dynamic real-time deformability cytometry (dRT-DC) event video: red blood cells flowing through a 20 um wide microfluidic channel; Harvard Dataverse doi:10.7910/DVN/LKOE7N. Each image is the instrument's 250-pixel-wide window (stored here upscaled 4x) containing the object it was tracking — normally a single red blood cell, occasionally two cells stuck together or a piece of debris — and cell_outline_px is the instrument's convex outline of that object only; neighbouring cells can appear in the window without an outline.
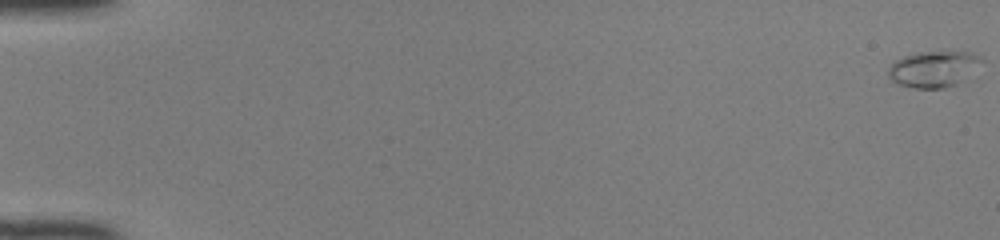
{"species": "common noctule bat (a hibernating species)", "species_latin": "Nyctalus noctula", "temperature_condition": "room temperature", "stored_images_in_passage": 51, "camera_frame_rate_fps": 3000, "um_per_image_px": 0.085, "animal": {"sex": "female", "body_mass_g": 22.0, "forearm_length_mm": 56.7}, "frame": {"image": 1, "passage_image": 1, "time_ms": 0.0, "image_size_px": [1000, 240], "cell_outline_px": [[984, 60], [956, 84], [944, 88], [912, 88], [900, 84], [892, 80], [888, 76], [888, 68], [900, 56], [920, 52], [972, 52], [980, 56]], "centroid_in_image_um": [79.3, 5.85], "position_along_channel_um": 5.7, "area_um2": 19.31}}
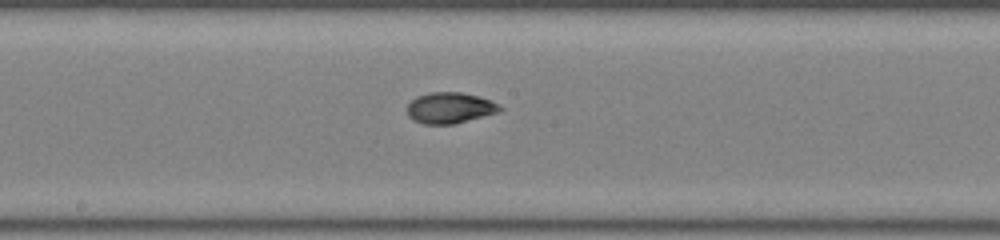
{"frame": {"image": 2, "passage_image": 29, "time_ms": 9.333, "image_size_px": [1000, 240], "cell_outline_px": [[504, 108], [500, 112], [452, 124], [424, 124], [412, 120], [408, 116], [408, 104], [416, 96], [428, 92], [460, 92], [476, 96], [500, 104]], "centroid_in_image_um": [38.23, 9.17], "position_along_channel_um": 210.0, "area_um2": 16.7}}
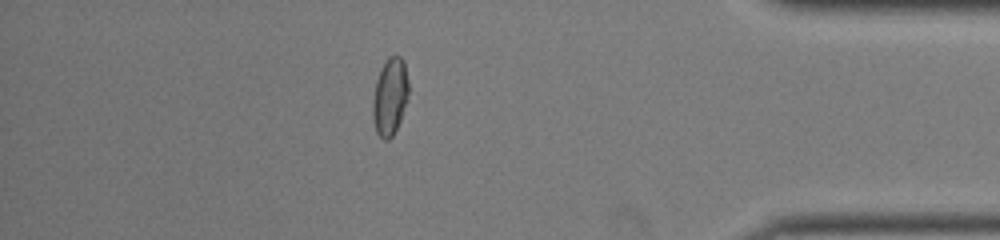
{"frame": {"image": 3, "passage_image": 45, "time_ms": 14.667, "image_size_px": [1000, 240], "cell_outline_px": [[408, 100], [400, 120], [392, 136], [388, 140], [384, 140], [376, 132], [372, 116], [372, 100], [376, 80], [380, 68], [388, 56], [400, 56], [404, 60], [408, 80]], "centroid_in_image_um": [33.14, 8.19], "position_along_channel_um": 402.1, "area_um2": 16.36}, "authors_computed_cell_mechanics": {"area_um2": 16.5886, "velocity_mm_per_s": 4.1521, "shape_relaxation_time_tau1_ms": null, "shape_relaxation_time_tau2_ms": 1.2906, "deformation_change_tau1": null, "deformation_change_tau2": 0.0578}}